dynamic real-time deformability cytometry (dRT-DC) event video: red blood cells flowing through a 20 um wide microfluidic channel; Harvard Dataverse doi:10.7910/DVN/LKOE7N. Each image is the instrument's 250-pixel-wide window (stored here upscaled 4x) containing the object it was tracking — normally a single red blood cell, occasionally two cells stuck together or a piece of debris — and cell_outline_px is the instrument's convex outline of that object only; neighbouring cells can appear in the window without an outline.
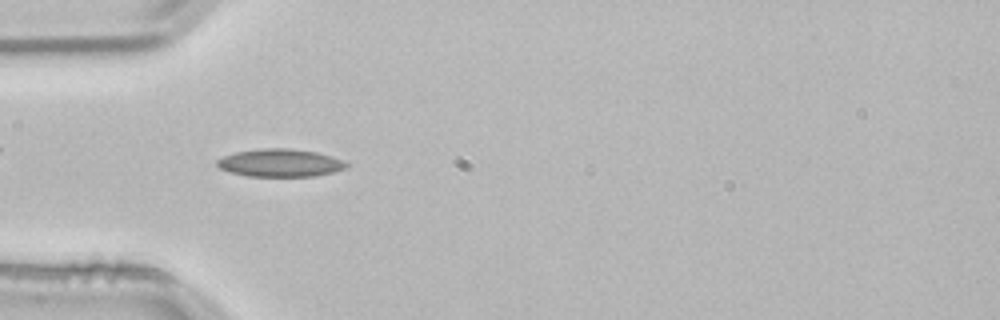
{"species": "common noctule bat (a hibernating species)", "species_latin": "Nyctalus noctula", "temperature_condition": "room temperature", "stored_images_in_passage": 4, "camera_frame_rate_fps": 3000, "um_per_image_px": 0.085, "animal": {"sex": "male", "body_mass_g": 21.5, "forearm_length_mm": 52.0}, "frame": {"image": 1, "passage_image": 4, "time_ms": 1.0, "image_size_px": [1000, 320], "cell_outline_px": [[348, 164], [344, 168], [332, 172], [316, 176], [248, 176], [228, 172], [220, 168], [216, 164], [216, 160], [224, 156], [236, 152], [260, 148], [288, 148], [316, 152], [332, 156]], "centroid_in_image_um": [23.76, 13.84], "position_along_channel_um": 61.2, "area_um2": 20.81}}